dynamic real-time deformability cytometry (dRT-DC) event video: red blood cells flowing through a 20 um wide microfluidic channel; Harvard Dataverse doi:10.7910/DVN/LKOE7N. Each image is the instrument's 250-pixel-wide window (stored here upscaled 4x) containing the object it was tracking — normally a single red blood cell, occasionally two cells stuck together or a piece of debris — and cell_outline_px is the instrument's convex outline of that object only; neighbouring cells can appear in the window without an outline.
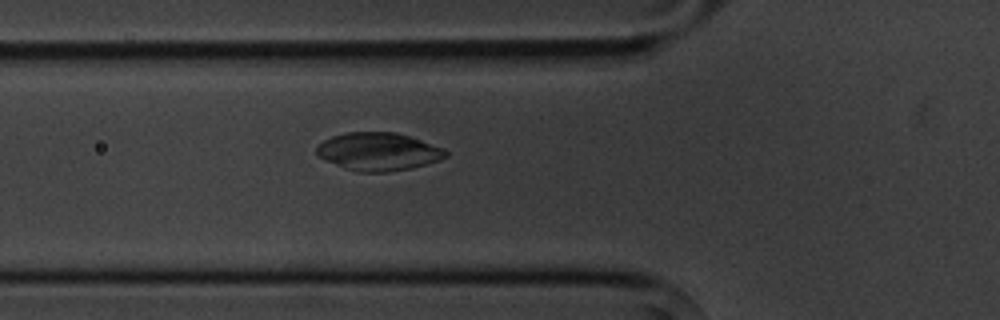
{"species": "common noctule bat (a hibernating species)", "species_latin": "Nyctalus noctula", "temperature_condition": "cold", "stored_images_in_passage": 6, "camera_frame_rate_fps": 3000, "um_per_image_px": 0.085, "animal": {"sex": "male", "body_mass_g": 20.1, "forearm_length_mm": 53.5}, "frame": {"image": 1, "passage_image": 6, "time_ms": 6.0, "image_size_px": [1000, 320], "cell_outline_px": [[448, 156], [440, 160], [428, 164], [412, 168], [388, 172], [356, 172], [324, 160], [316, 152], [316, 148], [324, 140], [332, 136], [344, 132], [396, 132], [444, 148], [448, 152]], "centroid_in_image_um": [32.18, 12.89], "position_along_channel_um": 93.6, "area_um2": 28.61}}